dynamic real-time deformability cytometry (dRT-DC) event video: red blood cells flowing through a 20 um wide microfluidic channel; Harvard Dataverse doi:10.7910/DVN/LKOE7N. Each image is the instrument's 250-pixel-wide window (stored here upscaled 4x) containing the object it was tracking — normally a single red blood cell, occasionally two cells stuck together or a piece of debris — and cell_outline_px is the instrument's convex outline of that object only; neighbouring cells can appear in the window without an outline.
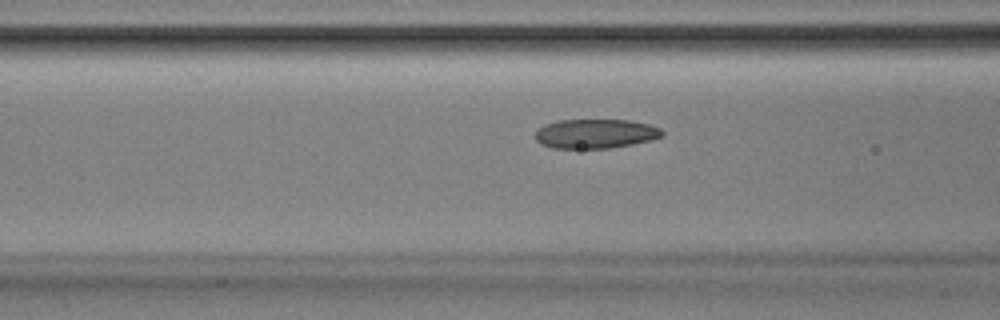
{"species": "Egyptian fruit bat (a non-hibernating species)", "species_latin": "Rousettus aegyptiacus", "temperature_condition": "room temperature", "stored_images_in_passage": 47, "camera_frame_rate_fps": 3000, "um_per_image_px": 0.085, "animal": {"sex": "male"}, "frame": {"image": 1, "passage_image": 17, "time_ms": 5.333, "image_size_px": [1000, 320], "cell_outline_px": [[664, 136], [652, 140], [612, 148], [552, 148], [540, 144], [532, 136], [536, 128], [544, 124], [556, 120], [632, 120], [648, 124], [660, 128], [664, 132]], "centroid_in_image_um": [50.57, 11.36], "position_along_channel_um": 116.0, "area_um2": 22.14}}
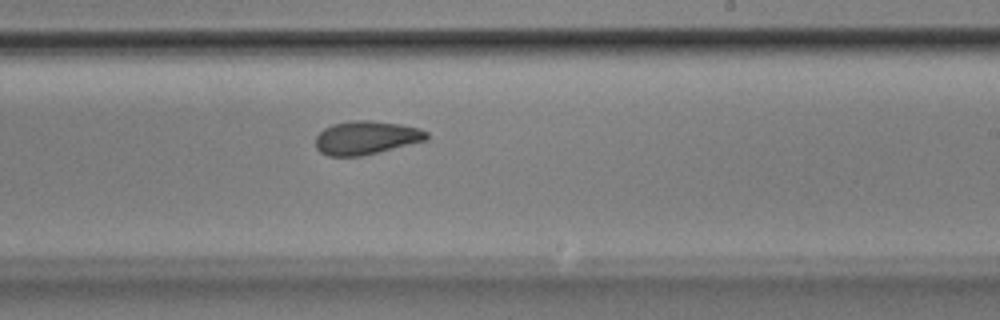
{"frame": {"image": 2, "passage_image": 28, "time_ms": 9.0, "image_size_px": [1000, 320], "cell_outline_px": [[428, 140], [360, 156], [328, 156], [320, 152], [316, 148], [316, 136], [324, 128], [332, 124], [352, 120], [368, 120], [400, 124], [420, 128], [428, 132]], "centroid_in_image_um": [31.12, 11.7], "position_along_channel_um": 257.9, "area_um2": 21.68}}
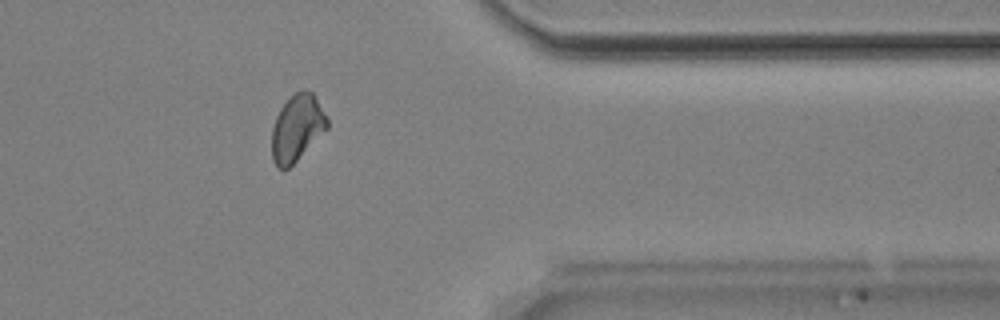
{"frame": {"image": 3, "passage_image": 39, "time_ms": 12.667, "image_size_px": [1000, 320], "cell_outline_px": [[328, 128], [284, 172], [272, 160], [272, 128], [276, 116], [280, 108], [296, 92], [312, 92], [328, 120]], "centroid_in_image_um": [25.22, 10.91], "position_along_channel_um": 386.2, "area_um2": 20.87}, "authors_computed_cell_mechanics": {"area_um2": 21.964, "velocity_mm_per_s": 3.8817, "shape_relaxation_time_tau1_ms": 7.8664, "shape_relaxation_time_tau2_ms": 3.0387, "deformation_change_tau1": 0.1719, "deformation_change_tau2": 0.0913}}